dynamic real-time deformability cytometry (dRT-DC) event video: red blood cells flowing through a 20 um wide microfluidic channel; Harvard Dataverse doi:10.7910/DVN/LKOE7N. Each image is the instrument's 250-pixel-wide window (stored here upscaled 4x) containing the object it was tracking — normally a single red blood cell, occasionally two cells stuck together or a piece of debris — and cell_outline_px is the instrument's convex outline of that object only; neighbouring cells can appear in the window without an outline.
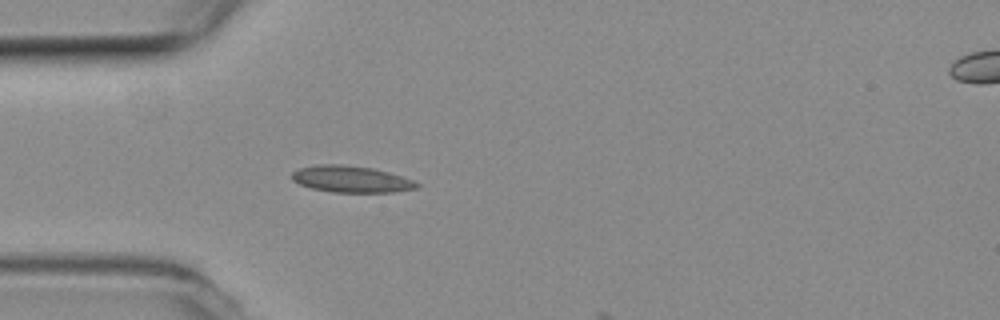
{"species": "common noctule bat (a hibernating species)", "species_latin": "Nyctalus noctula", "temperature_condition": "room temperature", "stored_images_in_passage": 4, "camera_frame_rate_fps": 3000, "um_per_image_px": 0.085, "animal": {"sex": "female", "body_mass_g": 19.3, "forearm_length_mm": 54.1}, "frame": {"image": 1, "passage_image": 1, "time_ms": 0.0, "image_size_px": [1000, 320], "cell_outline_px": [[420, 184], [416, 188], [392, 192], [332, 192], [312, 188], [300, 184], [292, 180], [292, 172], [300, 168], [316, 164], [340, 164], [372, 168], [388, 172], [412, 180]], "centroid_in_image_um": [29.81, 15.22], "position_along_channel_um": 55.2, "area_um2": 19.13}}